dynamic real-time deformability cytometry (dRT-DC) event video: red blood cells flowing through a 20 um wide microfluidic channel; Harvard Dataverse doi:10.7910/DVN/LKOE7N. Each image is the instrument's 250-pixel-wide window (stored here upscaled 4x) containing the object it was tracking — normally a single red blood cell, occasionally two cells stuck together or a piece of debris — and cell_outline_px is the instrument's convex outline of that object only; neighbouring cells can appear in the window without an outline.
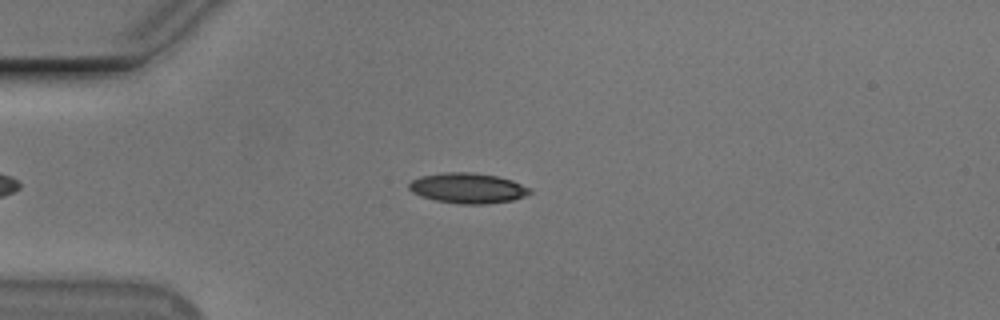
{"species": "Egyptian fruit bat (a non-hibernating species)", "species_latin": "Rousettus aegyptiacus", "temperature_condition": "cold", "stored_images_in_passage": 7, "camera_frame_rate_fps": 3000, "um_per_image_px": 0.085, "animal": {"sex": "male"}, "frame": {"image": 1, "passage_image": 3, "time_ms": 2.333, "image_size_px": [1000, 320], "cell_outline_px": [[532, 192], [524, 196], [512, 200], [488, 204], [460, 204], [436, 200], [420, 196], [412, 192], [408, 188], [408, 184], [412, 180], [420, 176], [440, 172], [472, 172], [496, 176], [512, 180], [532, 188]], "centroid_in_image_um": [39.75, 15.98], "position_along_channel_um": 45.2, "area_um2": 21.5}}
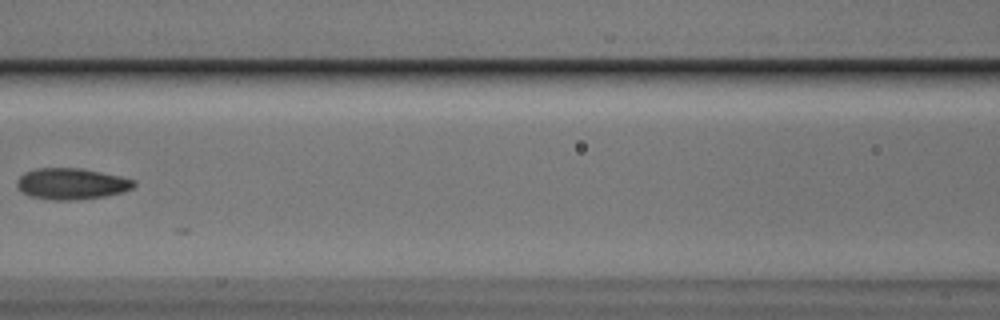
{"frame": {"image": 2, "passage_image": 6, "time_ms": 6.0, "image_size_px": [1000, 320], "cell_outline_px": [[136, 184], [132, 188], [124, 192], [108, 196], [76, 200], [52, 200], [28, 196], [20, 192], [16, 184], [16, 180], [24, 172], [36, 168], [80, 168], [120, 176], [136, 180]], "centroid_in_image_um": [6.06, 15.63], "position_along_channel_um": 160.5, "area_um2": 21.62}}
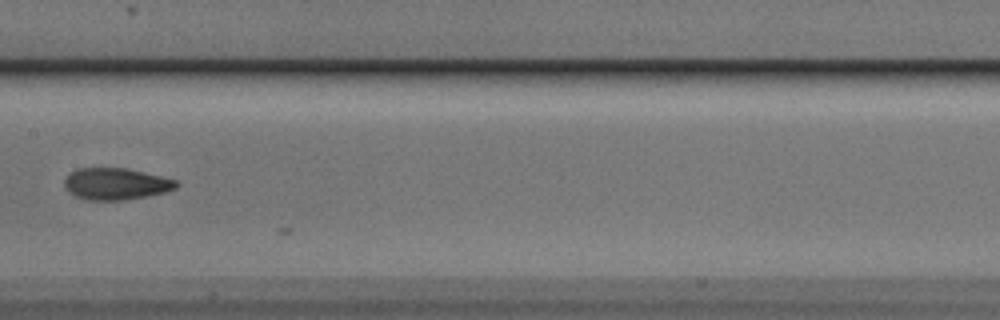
{"frame": {"image": 3, "passage_image": 7, "time_ms": 7.0, "image_size_px": [1000, 320], "cell_outline_px": [[180, 184], [176, 188], [164, 192], [124, 200], [84, 200], [68, 192], [64, 188], [64, 180], [68, 172], [76, 168], [128, 168], [176, 180]], "centroid_in_image_um": [9.79, 15.62], "position_along_channel_um": 197.6, "area_um2": 20.81}}